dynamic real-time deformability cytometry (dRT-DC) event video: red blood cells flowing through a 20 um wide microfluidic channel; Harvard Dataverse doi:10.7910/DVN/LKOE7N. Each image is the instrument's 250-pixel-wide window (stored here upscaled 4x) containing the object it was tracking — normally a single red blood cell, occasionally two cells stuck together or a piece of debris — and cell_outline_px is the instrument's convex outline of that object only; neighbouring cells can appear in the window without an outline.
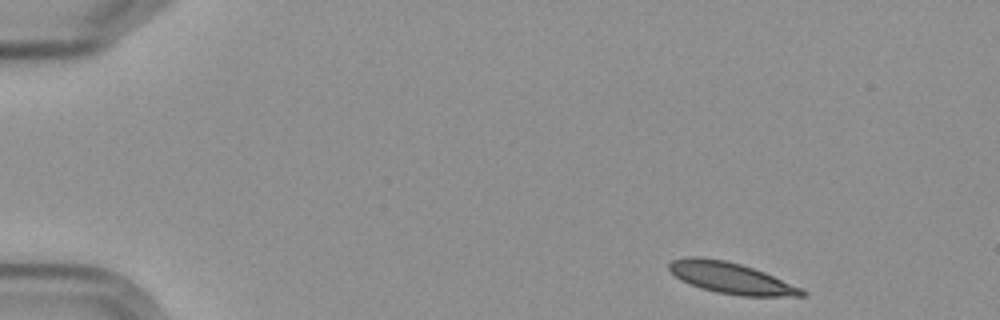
{"species": "Egyptian fruit bat (a non-hibernating species)", "species_latin": "Rousettus aegyptiacus", "temperature_condition": "cold", "stored_images_in_passage": 5, "segment_of_instrument_passage": [1, 2], "camera_frame_rate_fps": 3000, "um_per_image_px": 0.085, "frame": {"image": 1, "passage_image": 1, "time_ms": 0.0, "image_size_px": [1000, 320], "cell_outline_px": [[808, 296], [740, 296], [716, 292], [700, 288], [680, 280], [668, 268], [668, 264], [672, 260], [684, 256], [700, 256], [724, 260], [740, 264], [764, 272], [800, 288], [808, 292]], "centroid_in_image_um": [62.09, 23.63], "position_along_channel_um": 22.9, "area_um2": 24.1}}